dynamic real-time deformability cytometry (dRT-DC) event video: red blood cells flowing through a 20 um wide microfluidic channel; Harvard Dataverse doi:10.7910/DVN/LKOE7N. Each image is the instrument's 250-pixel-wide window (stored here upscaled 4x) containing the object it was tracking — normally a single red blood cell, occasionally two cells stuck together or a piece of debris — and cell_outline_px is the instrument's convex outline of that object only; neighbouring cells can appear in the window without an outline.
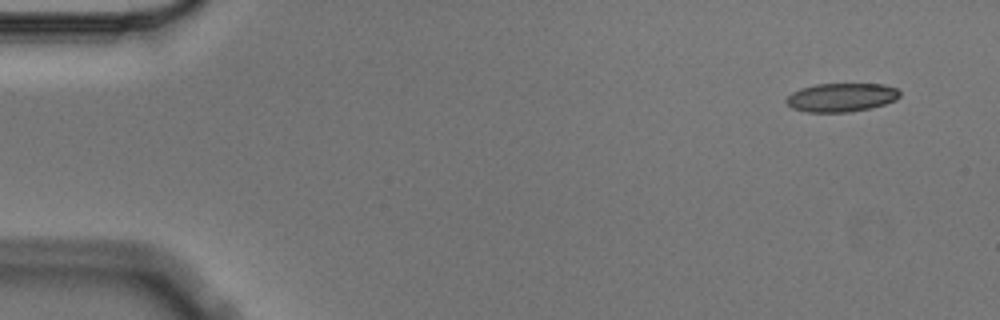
{"species": "Egyptian fruit bat (a non-hibernating species)", "species_latin": "Rousettus aegyptiacus", "temperature_condition": "cold", "stored_images_in_passage": 4, "camera_frame_rate_fps": 3000, "um_per_image_px": 0.085, "animal": {"sex": "male"}, "frame": {"image": 1, "passage_image": 1, "time_ms": 0.0, "image_size_px": [1000, 320], "cell_outline_px": [[900, 96], [896, 100], [872, 108], [848, 112], [808, 112], [792, 108], [784, 100], [792, 92], [800, 88], [816, 84], [884, 84], [896, 88], [900, 92]], "centroid_in_image_um": [71.52, 8.28], "position_along_channel_um": 13.5, "area_um2": 19.02}}
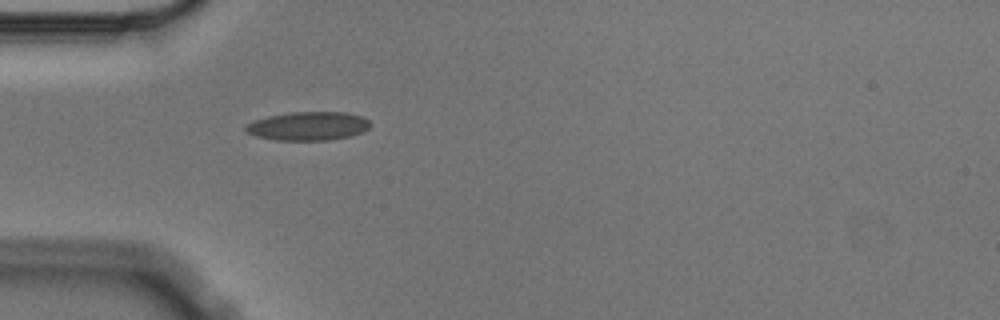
{"frame": {"image": 2, "passage_image": 4, "time_ms": 1.0, "image_size_px": [1000, 320], "cell_outline_px": [[372, 124], [364, 132], [348, 136], [328, 140], [276, 140], [256, 136], [248, 132], [244, 128], [252, 120], [268, 116], [292, 112], [344, 112], [360, 116], [368, 120]], "centroid_in_image_um": [26.2, 10.71], "position_along_channel_um": 58.8, "area_um2": 20.69}}